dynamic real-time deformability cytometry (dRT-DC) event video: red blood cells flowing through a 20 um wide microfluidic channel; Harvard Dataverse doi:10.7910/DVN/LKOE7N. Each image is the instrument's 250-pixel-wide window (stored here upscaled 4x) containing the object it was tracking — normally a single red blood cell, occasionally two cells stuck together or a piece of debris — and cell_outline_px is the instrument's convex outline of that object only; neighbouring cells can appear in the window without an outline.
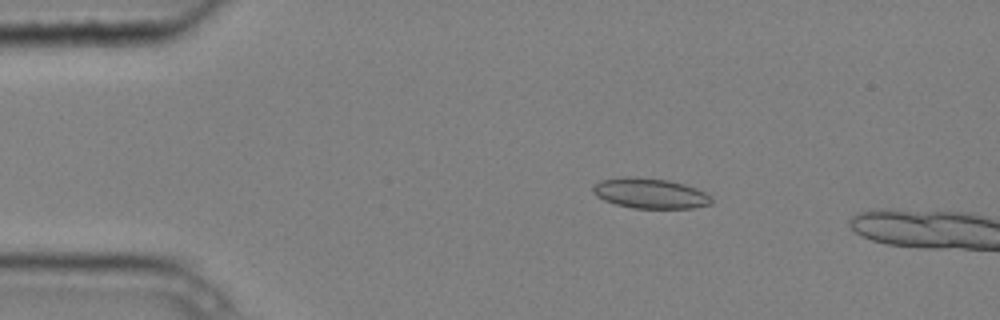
{"species": "common noctule bat (a hibernating species)", "species_latin": "Nyctalus noctula", "temperature_condition": "cold", "stored_images_in_passage": 4, "camera_frame_rate_fps": 3000, "um_per_image_px": 0.085, "animal": {"sex": "male", "body_mass_g": 20.4}, "frame": {"image": 1, "passage_image": 3, "time_ms": 0.667, "image_size_px": [1000, 320], "cell_outline_px": [[712, 204], [692, 208], [632, 208], [616, 204], [604, 200], [596, 196], [592, 192], [592, 184], [600, 180], [628, 176], [632, 176], [668, 180], [684, 184], [696, 188], [712, 196]], "centroid_in_image_um": [55.24, 16.43], "position_along_channel_um": 29.8, "area_um2": 21.04}}